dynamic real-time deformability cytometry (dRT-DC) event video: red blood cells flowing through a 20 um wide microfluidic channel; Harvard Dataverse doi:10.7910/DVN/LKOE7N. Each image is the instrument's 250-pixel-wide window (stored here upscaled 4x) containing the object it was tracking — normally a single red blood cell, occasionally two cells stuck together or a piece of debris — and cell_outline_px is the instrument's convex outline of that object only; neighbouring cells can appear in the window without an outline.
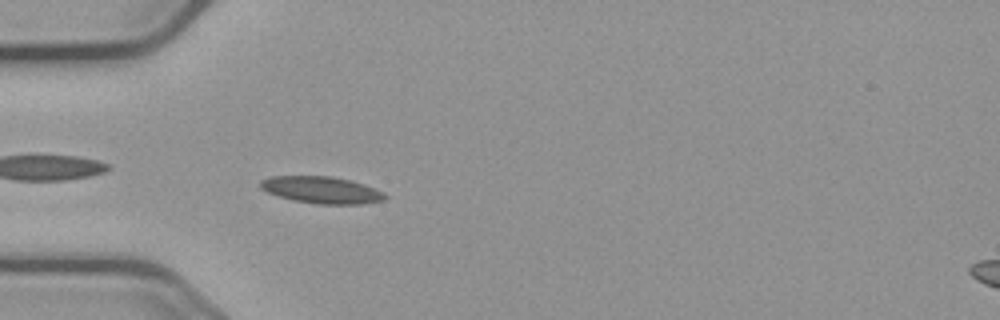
{"species": "common noctule bat (a hibernating species)", "species_latin": "Nyctalus noctula", "temperature_condition": "cold", "stored_images_in_passage": 36, "camera_frame_rate_fps": 3000, "um_per_image_px": 0.085, "animal": {"sex": "male", "body_mass_g": 23.1, "forearm_length_mm": 52.7}, "frame": {"image": 1, "passage_image": 1, "time_ms": 0.0, "image_size_px": [1000, 320], "cell_outline_px": [[388, 196], [384, 200], [364, 204], [316, 204], [292, 200], [268, 192], [260, 188], [260, 180], [272, 176], [328, 176], [348, 180], [364, 184], [384, 192]], "centroid_in_image_um": [27.35, 16.15], "position_along_channel_um": 57.7, "area_um2": 19.48}}
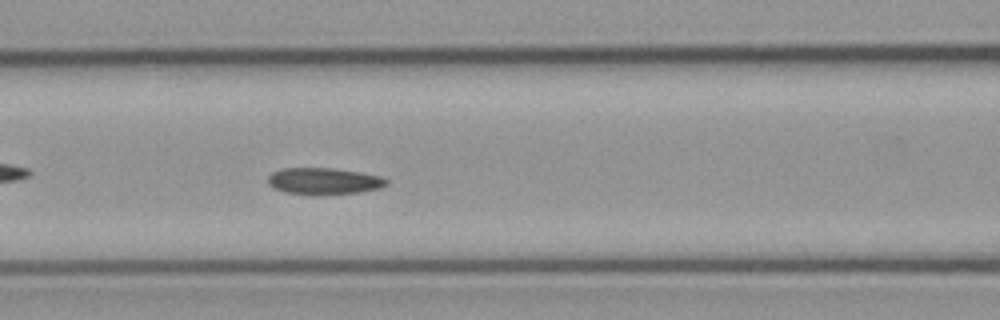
{"frame": {"image": 2, "passage_image": 8, "time_ms": 2.333, "image_size_px": [1000, 320], "cell_outline_px": [[388, 184], [380, 188], [360, 192], [284, 192], [268, 184], [268, 176], [272, 172], [284, 168], [332, 168], [360, 172], [380, 176], [388, 180]], "centroid_in_image_um": [27.55, 15.34], "position_along_channel_um": 139.0, "area_um2": 17.51}}
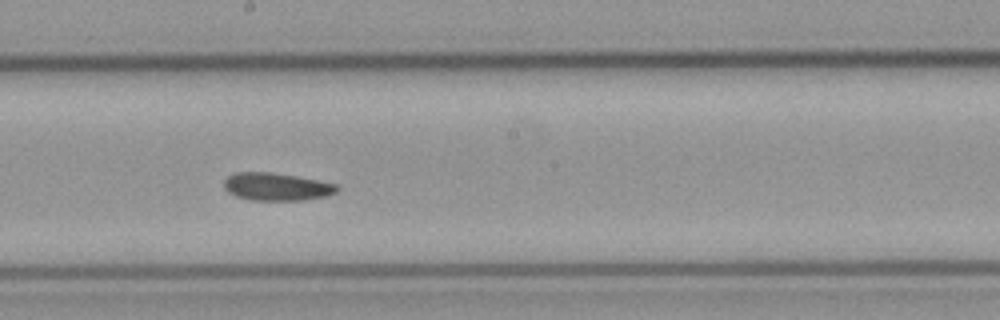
{"frame": {"image": 3, "passage_image": 15, "time_ms": 4.667, "image_size_px": [1000, 320], "cell_outline_px": [[340, 188], [336, 192], [328, 196], [304, 200], [252, 200], [236, 196], [228, 192], [224, 188], [224, 180], [228, 176], [236, 172], [272, 172], [320, 180], [336, 184]], "centroid_in_image_um": [23.53, 15.87], "position_along_channel_um": 224.7, "area_um2": 18.38}}